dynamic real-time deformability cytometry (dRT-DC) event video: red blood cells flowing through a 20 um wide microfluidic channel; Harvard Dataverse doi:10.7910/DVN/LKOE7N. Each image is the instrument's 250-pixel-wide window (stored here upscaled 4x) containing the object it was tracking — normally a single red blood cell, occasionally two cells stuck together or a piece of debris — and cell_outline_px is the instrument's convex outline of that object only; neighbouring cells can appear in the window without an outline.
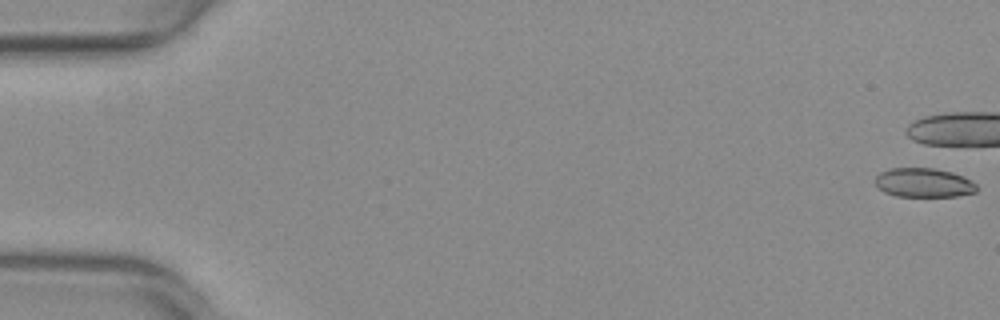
{"species": "common noctule bat (a hibernating species)", "species_latin": "Nyctalus noctula", "temperature_condition": "warm", "stored_images_in_passage": 7, "camera_frame_rate_fps": 3000, "um_per_image_px": 0.085, "animal": {"sex": "female", "body_mass_g": 29.2, "forearm_length_mm": 56.3}, "frame": {"image": 1, "passage_image": 1, "time_ms": 0.0, "image_size_px": [1000, 320], "cell_outline_px": [[976, 192], [956, 196], [896, 196], [884, 192], [876, 184], [876, 176], [880, 172], [888, 168], [936, 168], [952, 172], [972, 180], [976, 184]], "centroid_in_image_um": [78.52, 15.52], "position_along_channel_um": 6.5, "area_um2": 17.22}}